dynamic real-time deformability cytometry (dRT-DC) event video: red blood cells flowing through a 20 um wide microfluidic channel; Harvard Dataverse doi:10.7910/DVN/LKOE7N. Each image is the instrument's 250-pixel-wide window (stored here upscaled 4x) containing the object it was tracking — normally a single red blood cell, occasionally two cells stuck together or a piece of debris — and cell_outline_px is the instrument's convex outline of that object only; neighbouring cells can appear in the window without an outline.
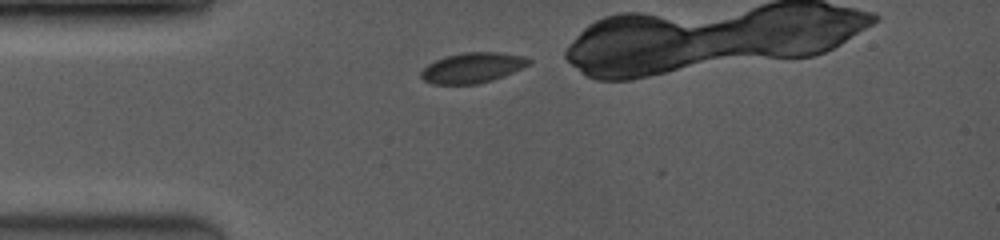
{"species": "common noctule bat (a hibernating species)", "species_latin": "Nyctalus noctula", "temperature_condition": "room temperature", "stored_images_in_passage": 4, "camera_frame_rate_fps": 3500, "um_per_image_px": 0.085, "animal": {"sex": "female", "body_mass_g": 19.0, "forearm_length_mm": 53.3}, "frame": {"image": 1, "passage_image": 1, "time_ms": 0.0, "image_size_px": [1000, 240], "cell_outline_px": [[532, 60], [528, 64], [504, 76], [492, 80], [476, 84], [432, 84], [424, 80], [420, 76], [420, 72], [428, 64], [436, 60], [448, 56], [464, 52], [500, 52], [520, 56]], "centroid_in_image_um": [40.12, 5.76], "position_along_channel_um": 44.9, "area_um2": 18.73}}